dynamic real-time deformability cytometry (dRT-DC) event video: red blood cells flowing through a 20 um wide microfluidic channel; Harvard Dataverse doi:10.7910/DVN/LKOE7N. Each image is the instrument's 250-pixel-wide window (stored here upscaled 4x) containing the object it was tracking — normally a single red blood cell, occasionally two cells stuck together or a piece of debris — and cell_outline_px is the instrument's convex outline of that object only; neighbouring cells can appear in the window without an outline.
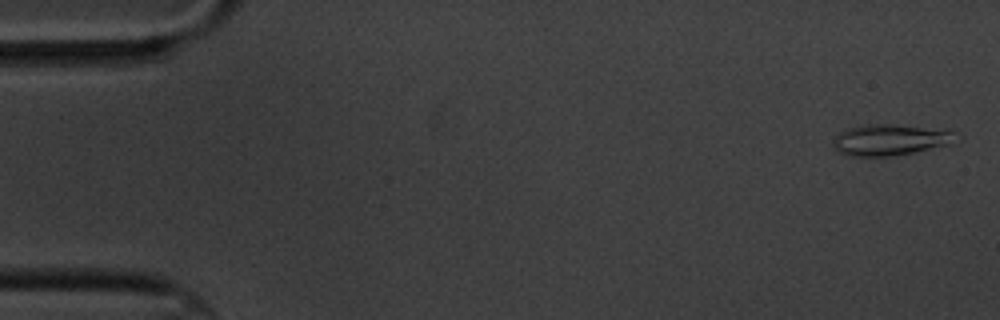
{"species": "common noctule bat (a hibernating species)", "species_latin": "Nyctalus noctula", "temperature_condition": "cold", "stored_images_in_passage": 6, "camera_frame_rate_fps": 3000, "um_per_image_px": 0.085, "animal": {"sex": "male", "body_mass_g": 20.1, "forearm_length_mm": 53.5}, "frame": {"image": 1, "passage_image": 1, "time_ms": 0.0, "image_size_px": [1000, 320], "cell_outline_px": [[956, 136], [948, 144], [912, 152], [892, 156], [852, 156], [840, 152], [832, 148], [832, 140], [840, 132], [848, 128], [876, 124], [892, 124], [952, 132]], "centroid_in_image_um": [75.51, 11.9], "position_along_channel_um": 9.5, "area_um2": 21.39}}
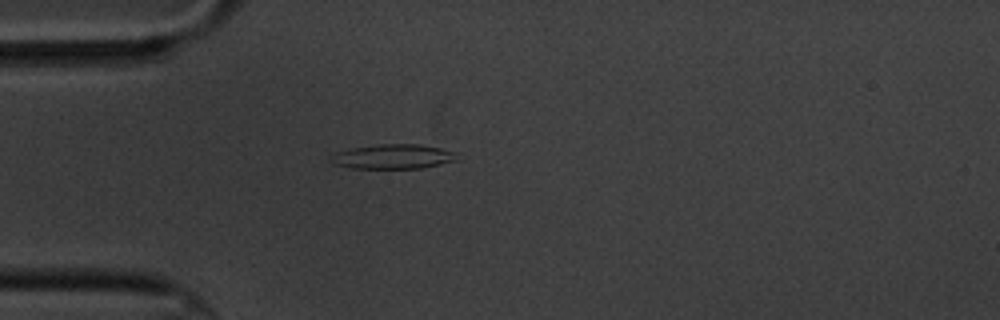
{"frame": {"image": 2, "passage_image": 5, "time_ms": 4.667, "image_size_px": [1000, 320], "cell_outline_px": [[460, 160], [420, 168], [352, 168], [332, 164], [332, 160], [336, 152], [352, 148], [380, 144], [420, 144], [440, 148], [456, 152]], "centroid_in_image_um": [33.48, 13.31], "position_along_channel_um": 51.5, "area_um2": 17.98}}